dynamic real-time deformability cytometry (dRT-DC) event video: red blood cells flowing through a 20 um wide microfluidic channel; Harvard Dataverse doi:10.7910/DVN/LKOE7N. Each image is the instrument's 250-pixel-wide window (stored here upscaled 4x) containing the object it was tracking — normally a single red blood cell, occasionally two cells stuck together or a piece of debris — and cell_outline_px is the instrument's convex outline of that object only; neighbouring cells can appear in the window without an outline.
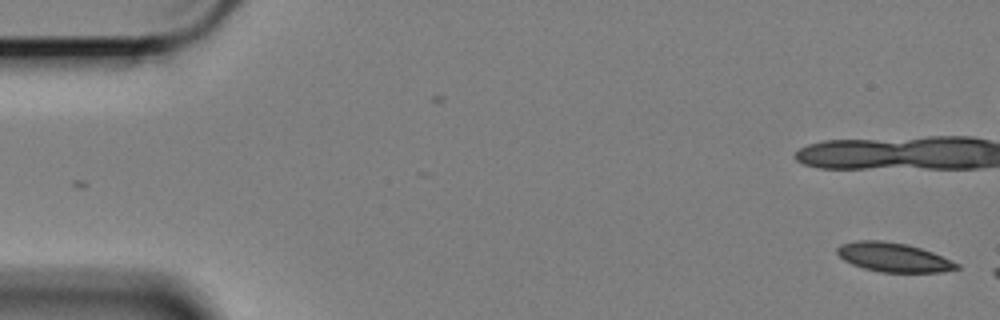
{"species": "Egyptian fruit bat (a non-hibernating species)", "species_latin": "Rousettus aegyptiacus", "temperature_condition": "cold", "stored_images_in_passage": 12, "camera_frame_rate_fps": 3000, "um_per_image_px": 0.085, "animal": {"sex": "female"}, "frame": {"image": 1, "passage_image": 1, "time_ms": 0.0, "image_size_px": [1000, 320], "cell_outline_px": [[960, 268], [944, 272], [880, 272], [864, 268], [852, 264], [844, 260], [836, 252], [836, 248], [840, 244], [856, 240], [880, 240], [908, 244], [932, 252], [960, 264]], "centroid_in_image_um": [75.94, 21.86], "position_along_channel_um": 9.1, "area_um2": 20.35}}